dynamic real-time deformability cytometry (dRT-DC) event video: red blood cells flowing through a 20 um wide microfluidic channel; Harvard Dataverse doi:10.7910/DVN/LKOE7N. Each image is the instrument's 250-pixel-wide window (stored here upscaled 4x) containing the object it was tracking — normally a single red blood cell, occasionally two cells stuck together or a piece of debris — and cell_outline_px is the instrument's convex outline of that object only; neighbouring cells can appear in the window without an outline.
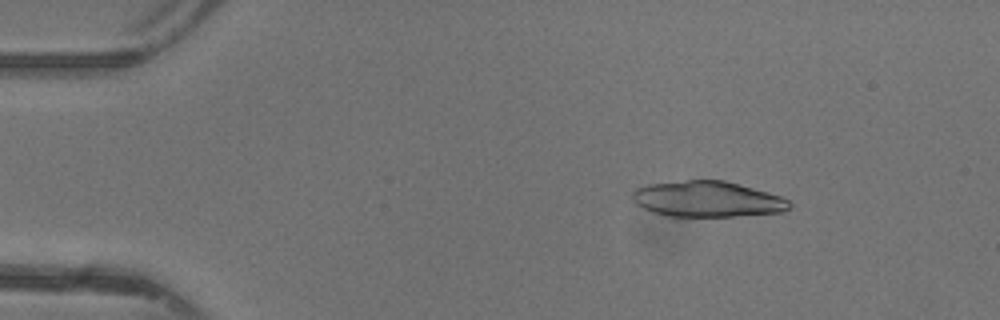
{"species": "common noctule bat (a hibernating species)", "species_latin": "Nyctalus noctula", "temperature_condition": "warm", "stored_images_in_passage": 46, "camera_frame_rate_fps": 3000, "um_per_image_px": 0.085, "animal": {"sex": "female"}, "frame": {"image": 1, "passage_image": 7, "time_ms": 2.0, "image_size_px": [1000, 320], "cell_outline_px": [[792, 208], [784, 212], [732, 216], [668, 216], [652, 212], [636, 204], [632, 200], [632, 192], [636, 188], [648, 184], [688, 180], [724, 180], [740, 184], [768, 192], [780, 196], [788, 200], [792, 204]], "centroid_in_image_um": [60.14, 16.92], "position_along_channel_um": 24.9, "area_um2": 32.83}}
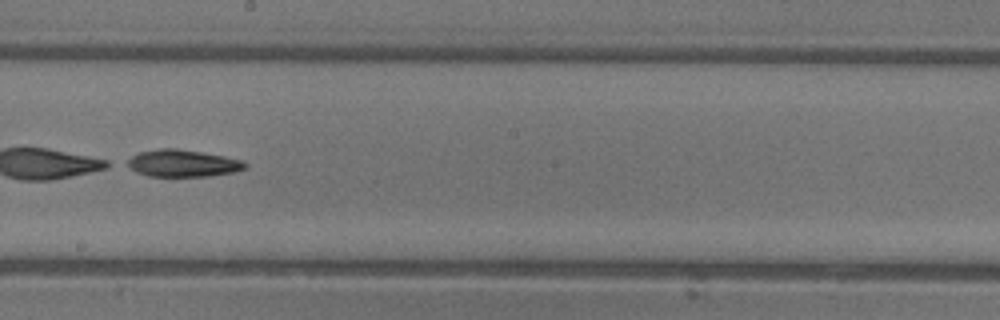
{"frame": {"image": 2, "passage_image": 27, "time_ms": 8.667, "image_size_px": [1000, 320], "cell_outline_px": [[248, 168], [236, 172], [208, 176], [148, 176], [136, 172], [124, 164], [124, 160], [140, 152], [160, 148], [176, 148], [224, 156], [240, 160], [248, 164]], "centroid_in_image_um": [15.5, 13.88], "position_along_channel_um": 232.7, "area_um2": 18.73}}